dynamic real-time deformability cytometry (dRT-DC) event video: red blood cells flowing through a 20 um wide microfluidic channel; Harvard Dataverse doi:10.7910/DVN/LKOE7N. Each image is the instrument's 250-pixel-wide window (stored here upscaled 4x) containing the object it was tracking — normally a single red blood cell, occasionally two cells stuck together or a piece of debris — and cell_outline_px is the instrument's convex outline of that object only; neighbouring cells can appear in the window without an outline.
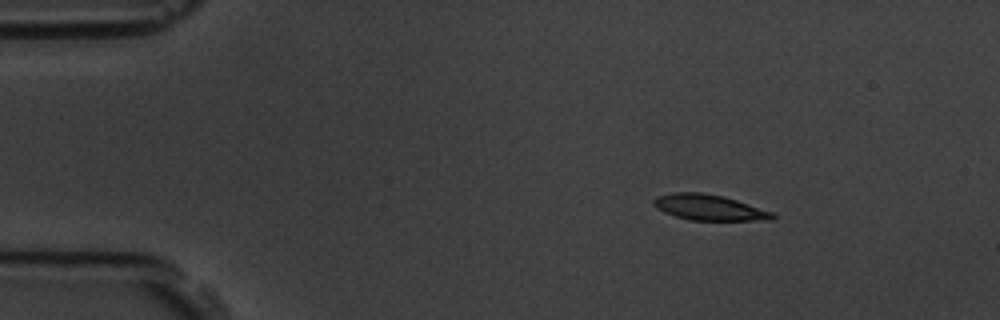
{"species": "common noctule bat (a hibernating species)", "species_latin": "Nyctalus noctula", "temperature_condition": "room temperature", "stored_images_in_passage": 3, "camera_frame_rate_fps": 3000, "um_per_image_px": 0.085, "animal": {"sex": "male", "body_mass_g": 19.5, "forearm_length_mm": 54.6}, "frame": {"image": 1, "passage_image": 1, "time_ms": 0.0, "image_size_px": [1000, 320], "cell_outline_px": [[776, 216], [772, 220], [688, 220], [664, 212], [656, 208], [652, 204], [652, 200], [656, 196], [672, 192], [700, 192], [724, 196], [776, 212]], "centroid_in_image_um": [60.29, 17.63], "position_along_channel_um": 24.7, "area_um2": 18.09}}
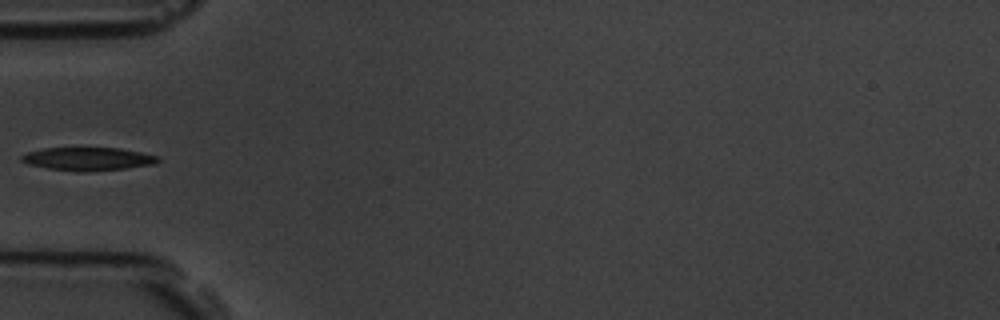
{"frame": {"image": 2, "passage_image": 3, "time_ms": 3.333, "image_size_px": [1000, 320], "cell_outline_px": [[160, 160], [156, 164], [124, 168], [84, 172], [76, 172], [48, 168], [28, 164], [20, 160], [20, 156], [28, 152], [44, 148], [120, 148], [160, 156]], "centroid_in_image_um": [7.49, 13.51], "position_along_channel_um": 77.5, "area_um2": 18.44}}